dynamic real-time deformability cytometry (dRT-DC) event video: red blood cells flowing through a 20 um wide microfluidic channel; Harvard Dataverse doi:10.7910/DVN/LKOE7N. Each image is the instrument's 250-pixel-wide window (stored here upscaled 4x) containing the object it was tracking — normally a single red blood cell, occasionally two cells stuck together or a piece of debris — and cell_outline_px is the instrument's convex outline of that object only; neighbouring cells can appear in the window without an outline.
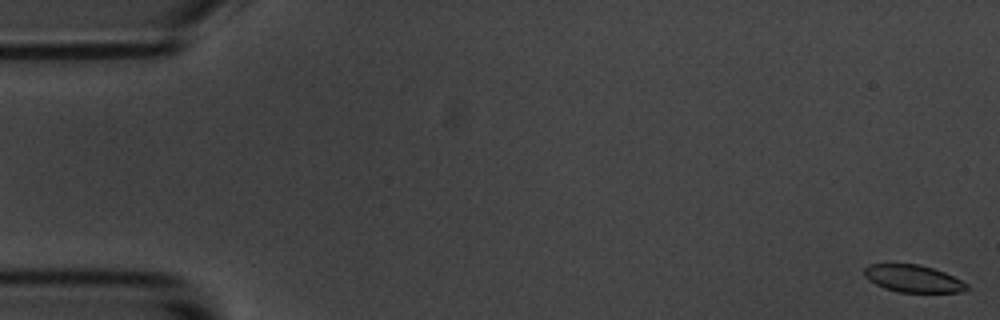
{"species": "common noctule bat (a hibernating species)", "species_latin": "Nyctalus noctula", "temperature_condition": "room temperature", "stored_images_in_passage": 5, "camera_frame_rate_fps": 3000, "um_per_image_px": 0.085, "animal": {"sex": "male", "body_mass_g": 20.1, "forearm_length_mm": 53.5}, "frame": {"image": 1, "passage_image": 1, "time_ms": 0.0, "image_size_px": [1000, 320], "cell_outline_px": [[968, 288], [964, 292], [900, 292], [884, 288], [868, 280], [864, 276], [864, 268], [868, 264], [920, 264], [944, 272], [968, 284]], "centroid_in_image_um": [77.6, 23.68], "position_along_channel_um": 7.4, "area_um2": 16.24}}
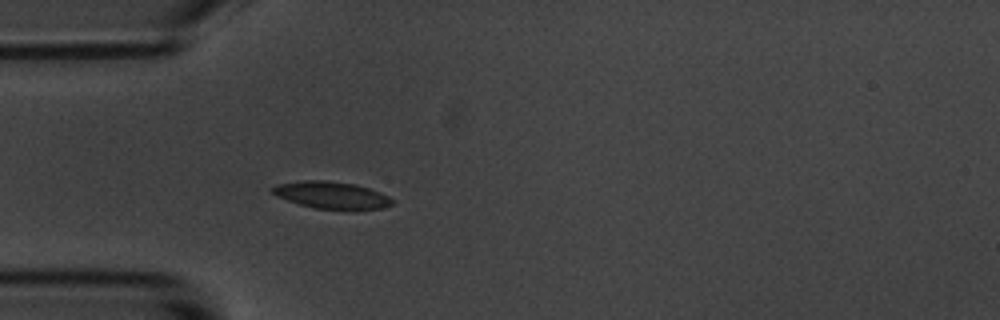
{"frame": {"image": 2, "passage_image": 5, "time_ms": 5.333, "image_size_px": [1000, 320], "cell_outline_px": [[396, 200], [392, 204], [384, 208], [348, 212], [316, 208], [300, 204], [276, 196], [268, 192], [268, 188], [276, 184], [304, 180], [324, 180], [356, 184], [380, 192]], "centroid_in_image_um": [28.2, 16.61], "position_along_channel_um": 56.8, "area_um2": 19.71}}